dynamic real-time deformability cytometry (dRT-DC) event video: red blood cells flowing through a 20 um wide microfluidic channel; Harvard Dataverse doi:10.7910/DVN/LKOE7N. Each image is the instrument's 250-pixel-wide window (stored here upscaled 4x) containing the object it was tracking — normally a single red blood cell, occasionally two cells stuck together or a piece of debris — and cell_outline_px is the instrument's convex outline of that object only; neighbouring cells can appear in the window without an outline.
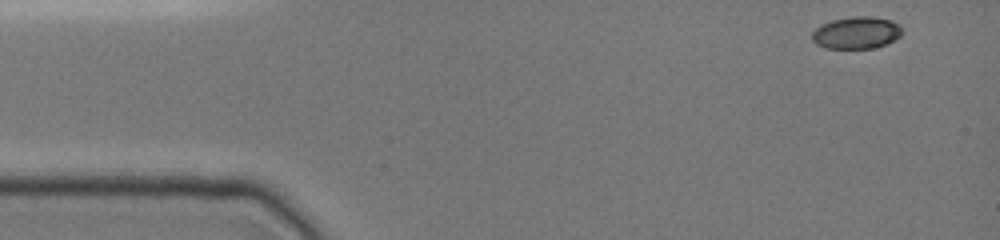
{"species": "common noctule bat (a hibernating species)", "species_latin": "Nyctalus noctula", "temperature_condition": "cold", "stored_images_in_passage": 9, "camera_frame_rate_fps": 3000, "um_per_image_px": 0.085, "animal": {"sex": "female", "body_mass_g": 19.0, "forearm_length_mm": 51.5}, "frame": {"image": 1, "passage_image": 1, "time_ms": 0.0, "image_size_px": [1000, 240], "cell_outline_px": [[900, 36], [884, 44], [872, 48], [824, 48], [816, 44], [812, 40], [812, 32], [820, 24], [832, 20], [852, 16], [872, 16], [888, 20], [896, 24], [900, 28]], "centroid_in_image_um": [72.71, 2.78], "position_along_channel_um": 12.3, "area_um2": 16.59}}
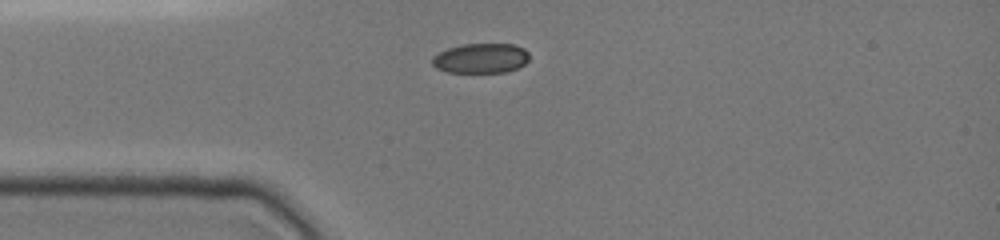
{"frame": {"image": 2, "passage_image": 6, "time_ms": 3.0, "image_size_px": [1000, 240], "cell_outline_px": [[528, 60], [524, 64], [516, 68], [504, 72], [448, 72], [436, 68], [432, 64], [432, 56], [448, 48], [464, 44], [512, 44], [524, 48], [528, 52]], "centroid_in_image_um": [40.86, 4.95], "position_along_channel_um": 44.1, "area_um2": 16.76}}
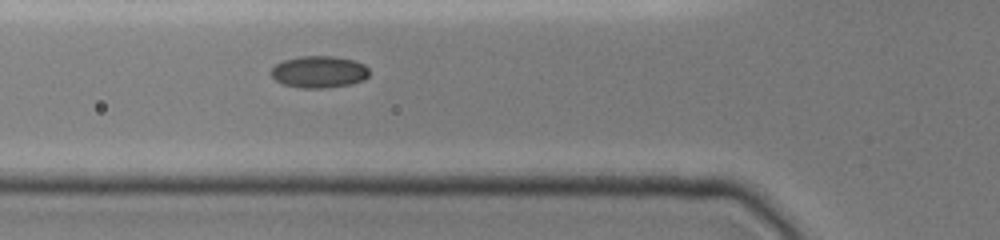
{"frame": {"image": 3, "passage_image": 9, "time_ms": 4.667, "image_size_px": [1000, 240], "cell_outline_px": [[368, 76], [364, 80], [352, 84], [324, 88], [300, 88], [284, 84], [276, 80], [268, 72], [276, 64], [284, 60], [300, 56], [332, 56], [352, 60], [364, 64], [368, 68]], "centroid_in_image_um": [27.11, 6.11], "position_along_channel_um": 98.7, "area_um2": 18.26}}